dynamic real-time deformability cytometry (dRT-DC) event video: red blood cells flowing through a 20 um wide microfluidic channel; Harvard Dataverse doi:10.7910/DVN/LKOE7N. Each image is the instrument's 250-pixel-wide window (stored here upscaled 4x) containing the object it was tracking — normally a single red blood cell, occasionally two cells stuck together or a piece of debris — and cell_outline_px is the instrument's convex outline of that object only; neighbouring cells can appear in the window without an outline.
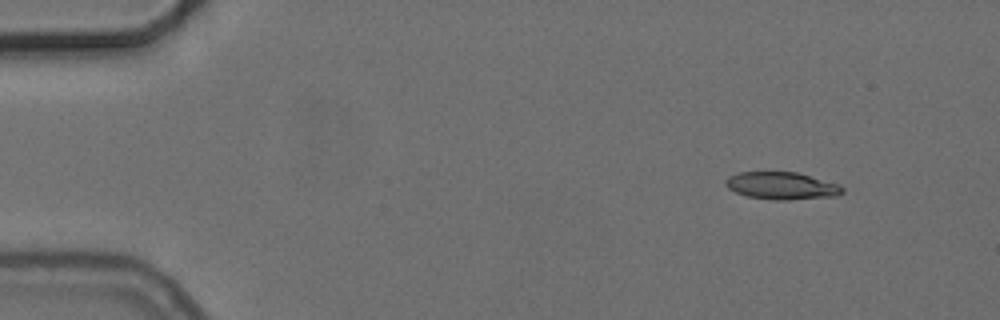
{"species": "common noctule bat (a hibernating species)", "species_latin": "Nyctalus noctula", "temperature_condition": "cold", "stored_images_in_passage": 12, "camera_frame_rate_fps": 3000, "um_per_image_px": 0.085, "animal": {"sex": "female", "body_mass_g": 24.6, "forearm_length_mm": 56.2}, "frame": {"image": 1, "passage_image": 1, "time_ms": 0.0, "image_size_px": [1000, 320], "cell_outline_px": [[844, 192], [836, 196], [788, 200], [772, 200], [748, 196], [736, 192], [728, 188], [724, 184], [724, 180], [728, 176], [740, 172], [796, 172], [840, 184], [844, 188]], "centroid_in_image_um": [66.45, 15.79], "position_along_channel_um": 18.6, "area_um2": 18.73}}
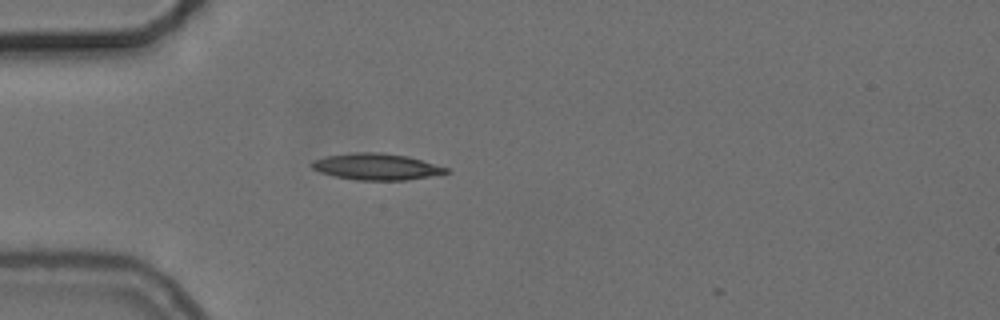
{"frame": {"image": 2, "passage_image": 11, "time_ms": 3.333, "image_size_px": [1000, 320], "cell_outline_px": [[452, 172], [408, 180], [356, 180], [336, 176], [320, 172], [312, 168], [308, 164], [312, 160], [324, 156], [352, 152], [384, 152], [408, 156], [448, 168]], "centroid_in_image_um": [31.97, 14.15], "position_along_channel_um": 53.0, "area_um2": 20.92}}